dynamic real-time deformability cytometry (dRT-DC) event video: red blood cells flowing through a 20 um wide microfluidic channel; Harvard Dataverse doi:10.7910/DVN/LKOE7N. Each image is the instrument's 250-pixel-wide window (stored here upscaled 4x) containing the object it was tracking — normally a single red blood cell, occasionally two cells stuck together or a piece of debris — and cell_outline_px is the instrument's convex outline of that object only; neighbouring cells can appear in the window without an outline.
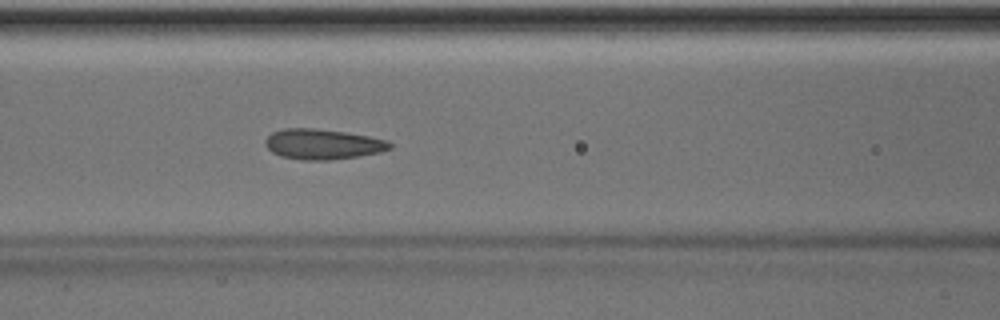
{"species": "Egyptian fruit bat (a non-hibernating species)", "species_latin": "Rousettus aegyptiacus", "temperature_condition": "room temperature", "stored_images_in_passage": 51, "camera_frame_rate_fps": 3000, "um_per_image_px": 0.085, "animal": {"sex": "male"}, "frame": {"image": 1, "passage_image": 22, "time_ms": 7.0, "image_size_px": [1000, 320], "cell_outline_px": [[392, 148], [380, 152], [360, 156], [328, 160], [300, 160], [280, 156], [272, 152], [264, 144], [264, 140], [272, 132], [284, 128], [312, 128], [344, 132], [368, 136], [388, 140], [392, 144]], "centroid_in_image_um": [27.42, 12.26], "position_along_channel_um": 139.2, "area_um2": 22.08}, "authors_computed_cell_mechanics": {"area_um2": 21.7328, "velocity_mm_per_s": 3.9971, "shape_relaxation_time_tau1_ms": null, "shape_relaxation_time_tau2_ms": 1.4353, "deformation_change_tau1": null, "deformation_change_tau2": 0.076}}